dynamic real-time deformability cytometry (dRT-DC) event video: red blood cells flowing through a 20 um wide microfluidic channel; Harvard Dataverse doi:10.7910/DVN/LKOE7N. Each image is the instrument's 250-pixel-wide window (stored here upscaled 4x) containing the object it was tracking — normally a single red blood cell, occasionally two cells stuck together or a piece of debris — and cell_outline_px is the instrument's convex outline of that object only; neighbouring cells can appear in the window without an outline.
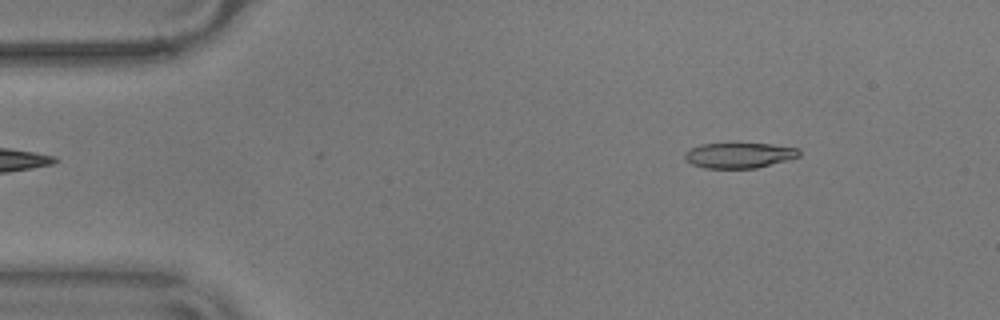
{"species": "common noctule bat (a hibernating species)", "species_latin": "Nyctalus noctula", "temperature_condition": "warm", "stored_images_in_passage": 10, "camera_frame_rate_fps": 3000, "um_per_image_px": 0.085, "animal": {"sex": "male", "body_mass_g": 17.9}, "frame": {"image": 1, "passage_image": 1, "time_ms": 0.0, "image_size_px": [1000, 320], "cell_outline_px": [[800, 156], [788, 160], [756, 168], [704, 168], [692, 164], [684, 160], [684, 152], [688, 148], [700, 144], [732, 140], [772, 144], [800, 148]], "centroid_in_image_um": [62.79, 13.14], "position_along_channel_um": 22.2, "area_um2": 18.09}}
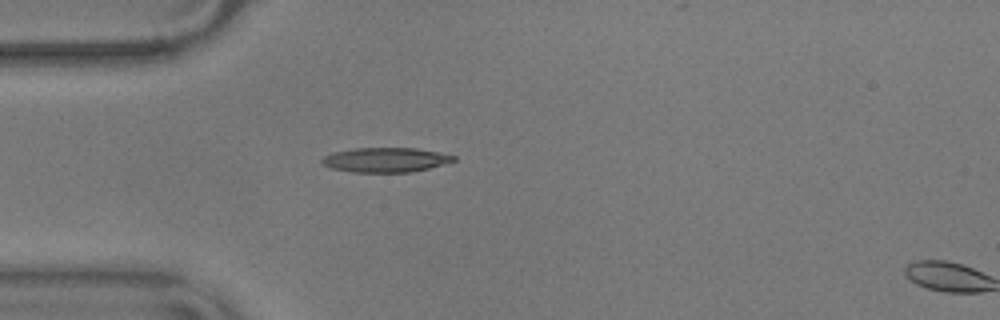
{"frame": {"image": 2, "passage_image": 9, "time_ms": 2.667, "image_size_px": [1000, 320], "cell_outline_px": [[456, 160], [444, 164], [428, 168], [408, 172], [352, 172], [332, 168], [324, 164], [320, 160], [324, 156], [332, 152], [356, 148], [416, 148], [456, 156]], "centroid_in_image_um": [32.75, 13.58], "position_along_channel_um": 52.2, "area_um2": 18.67}}